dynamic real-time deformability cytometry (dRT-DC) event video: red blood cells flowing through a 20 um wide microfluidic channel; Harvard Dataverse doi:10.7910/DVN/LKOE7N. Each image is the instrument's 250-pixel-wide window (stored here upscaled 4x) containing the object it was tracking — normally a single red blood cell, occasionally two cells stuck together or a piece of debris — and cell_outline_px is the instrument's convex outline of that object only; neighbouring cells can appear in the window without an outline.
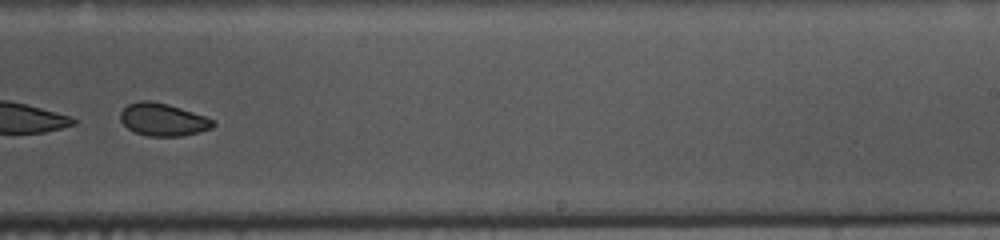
{"species": "common noctule bat (a hibernating species)", "species_latin": "Nyctalus noctula", "temperature_condition": "cold", "stored_images_in_passage": 52, "segment_of_instrument_passage": [2, 2], "camera_frame_rate_fps": 3000, "um_per_image_px": 0.085, "animal": {"sex": "female", "body_mass_g": 10.0, "forearm_length_mm": 53.1}, "frame": {"image": 1, "passage_image": 32, "time_ms": 10.333, "image_size_px": [1000, 240], "cell_outline_px": [[216, 124], [212, 128], [180, 136], [148, 136], [136, 132], [128, 128], [120, 120], [120, 112], [128, 104], [140, 100], [148, 100], [168, 104], [216, 120]], "centroid_in_image_um": [13.85, 10.16], "position_along_channel_um": 275.2, "area_um2": 17.46}}